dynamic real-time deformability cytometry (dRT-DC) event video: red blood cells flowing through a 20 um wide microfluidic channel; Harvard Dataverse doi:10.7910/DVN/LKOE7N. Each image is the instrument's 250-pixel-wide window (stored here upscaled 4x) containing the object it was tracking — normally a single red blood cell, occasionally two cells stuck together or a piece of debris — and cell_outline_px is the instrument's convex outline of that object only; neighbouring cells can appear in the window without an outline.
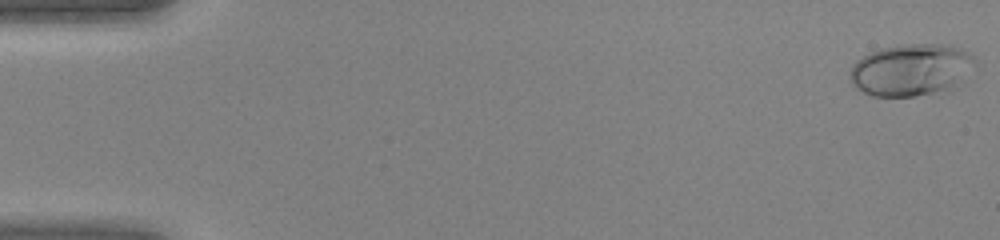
{"species": "human", "species_latin": "Homo sapiens", "temperature_condition": "warm", "stored_images_in_passage": 45, "camera_frame_rate_fps": 3000, "um_per_image_px": 0.085, "donor": {"sex": "female"}, "frame": {"image": 1, "passage_image": 1, "time_ms": 0.0, "image_size_px": [1000, 240], "cell_outline_px": [[976, 60], [952, 84], [932, 92], [912, 96], [872, 96], [856, 88], [852, 84], [848, 76], [848, 72], [852, 64], [856, 60], [872, 52], [884, 48], [912, 44], [928, 44], [960, 48], [968, 52]], "centroid_in_image_um": [77.27, 5.93], "position_along_channel_um": 7.7, "area_um2": 36.24}}
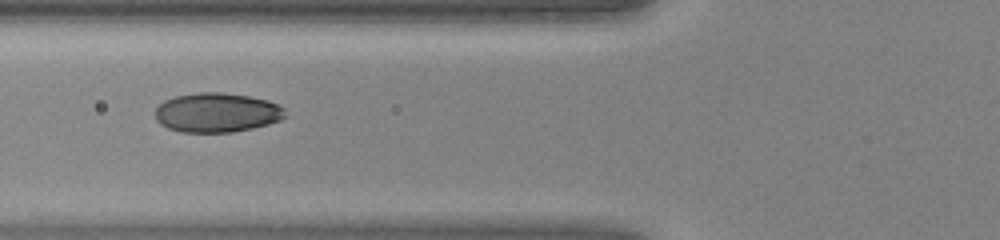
{"frame": {"image": 2, "passage_image": 18, "time_ms": 5.667, "image_size_px": [1000, 240], "cell_outline_px": [[288, 116], [280, 120], [268, 124], [252, 128], [232, 132], [180, 132], [168, 128], [160, 124], [156, 120], [156, 108], [164, 100], [176, 96], [200, 92], [220, 92], [248, 96], [268, 100], [284, 108]], "centroid_in_image_um": [18.44, 9.57], "position_along_channel_um": 107.4, "area_um2": 29.88}}
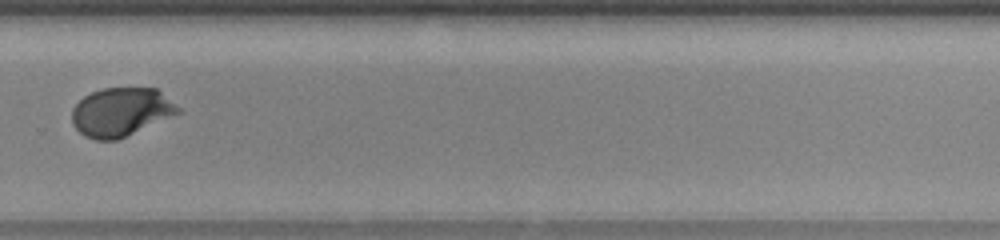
{"frame": {"image": 3, "passage_image": 32, "time_ms": 10.333, "image_size_px": [1000, 240], "cell_outline_px": [[184, 112], [116, 140], [96, 140], [84, 136], [72, 124], [72, 108], [84, 96], [92, 92], [104, 88], [156, 88], [180, 108]], "centroid_in_image_um": [10.29, 9.52], "position_along_channel_um": 319.5, "area_um2": 30.06}}